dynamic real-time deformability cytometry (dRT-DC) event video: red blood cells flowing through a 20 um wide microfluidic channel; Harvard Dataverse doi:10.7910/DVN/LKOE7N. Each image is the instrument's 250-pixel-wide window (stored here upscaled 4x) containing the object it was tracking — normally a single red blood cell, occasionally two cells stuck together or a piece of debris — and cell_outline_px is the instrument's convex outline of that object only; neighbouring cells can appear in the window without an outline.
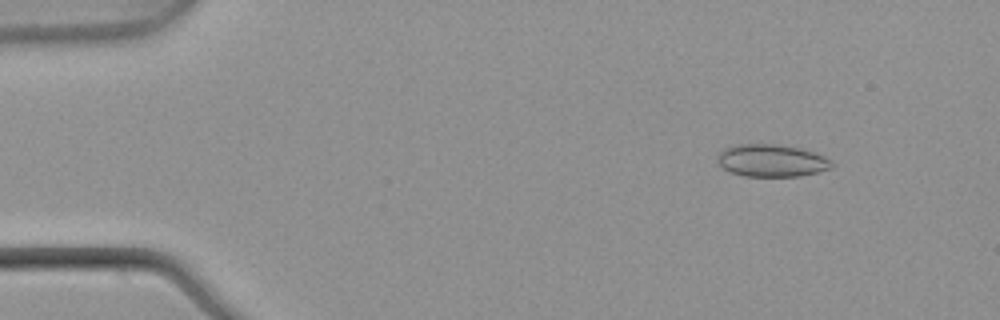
{"species": "common noctule bat (a hibernating species)", "species_latin": "Nyctalus noctula", "temperature_condition": "warm", "stored_images_in_passage": 53, "camera_frame_rate_fps": 3000, "um_per_image_px": 0.085, "animal": {"sex": "male", "body_mass_g": 21.5, "forearm_length_mm": 52.0}, "frame": {"image": 1, "passage_image": 6, "time_ms": 1.667, "image_size_px": [1000, 320], "cell_outline_px": [[836, 164], [832, 168], [800, 176], [744, 176], [728, 172], [716, 160], [720, 152], [724, 148], [740, 144], [776, 144], [800, 148], [824, 156], [832, 160]], "centroid_in_image_um": [65.6, 13.65], "position_along_channel_um": 19.4, "area_um2": 21.62}}
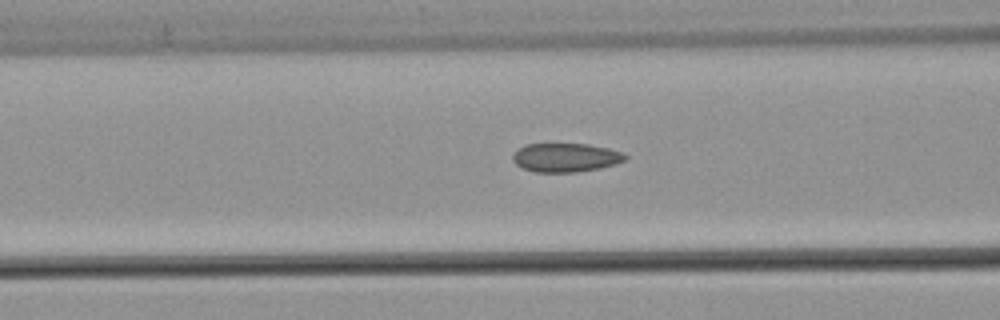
{"frame": {"image": 2, "passage_image": 21, "time_ms": 6.667, "image_size_px": [1000, 320], "cell_outline_px": [[628, 156], [624, 160], [616, 164], [600, 168], [576, 172], [532, 172], [520, 168], [512, 160], [512, 152], [528, 144], [588, 144], [608, 148], [620, 152]], "centroid_in_image_um": [48.04, 13.4], "position_along_channel_um": 118.6, "area_um2": 18.96}}
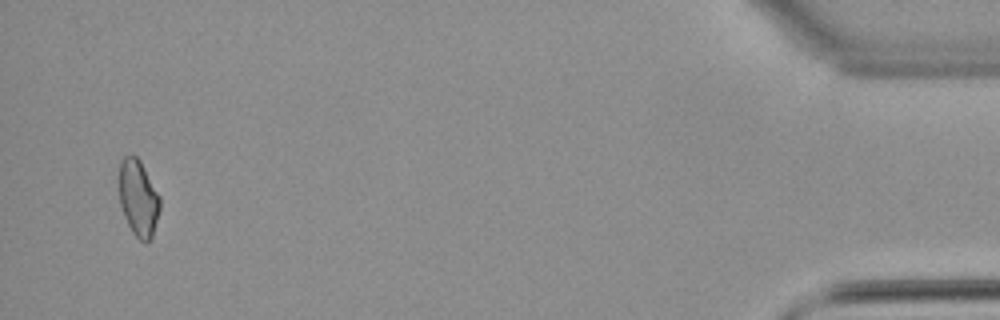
{"frame": {"image": 3, "passage_image": 51, "time_ms": 16.667, "image_size_px": [1000, 320], "cell_outline_px": [[160, 208], [152, 236], [144, 244], [132, 232], [124, 216], [120, 204], [120, 160], [124, 156], [136, 156], [140, 160], [160, 196]], "centroid_in_image_um": [11.77, 16.84], "position_along_channel_um": 423.4, "area_um2": 17.98}}